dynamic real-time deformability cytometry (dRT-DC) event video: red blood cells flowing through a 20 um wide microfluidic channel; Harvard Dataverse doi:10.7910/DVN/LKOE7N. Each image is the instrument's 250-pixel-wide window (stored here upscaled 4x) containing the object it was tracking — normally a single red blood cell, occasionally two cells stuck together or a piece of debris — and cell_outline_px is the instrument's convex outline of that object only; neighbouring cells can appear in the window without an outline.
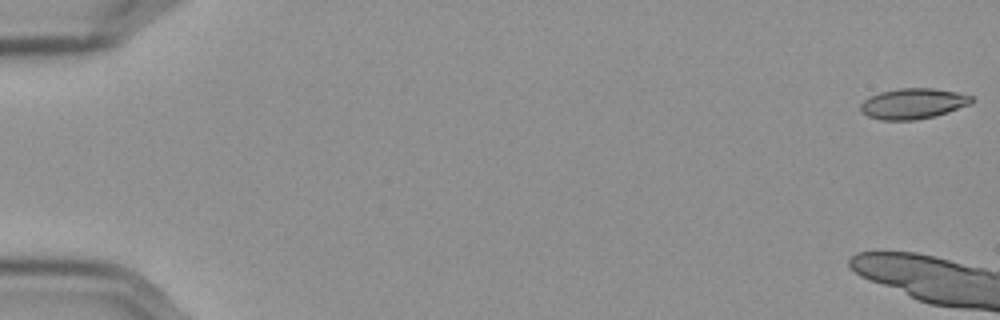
{"species": "Egyptian fruit bat (a non-hibernating species)", "species_latin": "Rousettus aegyptiacus", "temperature_condition": "cold", "stored_images_in_passage": 8, "camera_frame_rate_fps": 3000, "um_per_image_px": 0.085, "frame": {"image": 1, "passage_image": 1, "time_ms": 0.0, "image_size_px": [1000, 320], "cell_outline_px": [[972, 100], [968, 104], [948, 112], [916, 120], [880, 120], [868, 116], [860, 112], [860, 104], [864, 100], [880, 92], [900, 88], [932, 88], [956, 92], [972, 96]], "centroid_in_image_um": [77.56, 8.81], "position_along_channel_um": 7.4, "area_um2": 19.54}}